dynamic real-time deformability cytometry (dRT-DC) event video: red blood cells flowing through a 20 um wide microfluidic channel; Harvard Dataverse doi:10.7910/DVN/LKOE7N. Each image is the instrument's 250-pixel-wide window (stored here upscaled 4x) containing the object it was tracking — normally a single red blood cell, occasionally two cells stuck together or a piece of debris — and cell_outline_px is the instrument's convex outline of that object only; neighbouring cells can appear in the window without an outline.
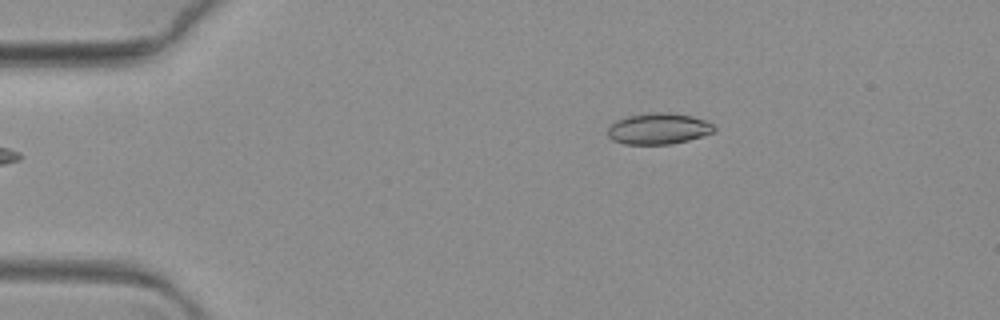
{"species": "common noctule bat (a hibernating species)", "species_latin": "Nyctalus noctula", "temperature_condition": "warm", "stored_images_in_passage": 4, "camera_frame_rate_fps": 3000, "um_per_image_px": 0.085, "animal": {"sex": "female", "body_mass_g": 19.3, "forearm_length_mm": 54.1}, "frame": {"image": 1, "passage_image": 1, "time_ms": 0.0, "image_size_px": [1000, 320], "cell_outline_px": [[716, 128], [712, 132], [688, 140], [672, 144], [624, 144], [612, 140], [608, 136], [608, 128], [616, 120], [624, 116], [652, 112], [668, 112], [692, 116], [716, 124]], "centroid_in_image_um": [55.96, 10.93], "position_along_channel_um": 29.0, "area_um2": 19.42}}